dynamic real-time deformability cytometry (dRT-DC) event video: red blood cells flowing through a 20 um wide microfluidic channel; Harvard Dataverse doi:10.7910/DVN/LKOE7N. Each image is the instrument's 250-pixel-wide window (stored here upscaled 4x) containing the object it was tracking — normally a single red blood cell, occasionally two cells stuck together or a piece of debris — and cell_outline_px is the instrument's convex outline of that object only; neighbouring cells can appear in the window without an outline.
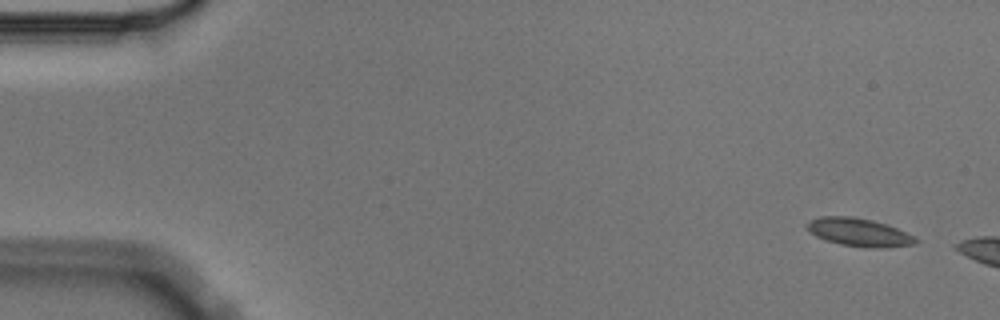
{"species": "Egyptian fruit bat (a non-hibernating species)", "species_latin": "Rousettus aegyptiacus", "temperature_condition": "cold", "stored_images_in_passage": 6, "camera_frame_rate_fps": 3000, "um_per_image_px": 0.085, "animal": {"sex": "male"}, "frame": {"image": 1, "passage_image": 1, "time_ms": 0.0, "image_size_px": [1000, 320], "cell_outline_px": [[920, 240], [916, 244], [880, 248], [876, 248], [840, 244], [824, 240], [816, 236], [804, 224], [820, 216], [848, 216], [872, 220], [896, 228], [916, 236]], "centroid_in_image_um": [73.04, 19.75], "position_along_channel_um": 12.0, "area_um2": 17.63}}